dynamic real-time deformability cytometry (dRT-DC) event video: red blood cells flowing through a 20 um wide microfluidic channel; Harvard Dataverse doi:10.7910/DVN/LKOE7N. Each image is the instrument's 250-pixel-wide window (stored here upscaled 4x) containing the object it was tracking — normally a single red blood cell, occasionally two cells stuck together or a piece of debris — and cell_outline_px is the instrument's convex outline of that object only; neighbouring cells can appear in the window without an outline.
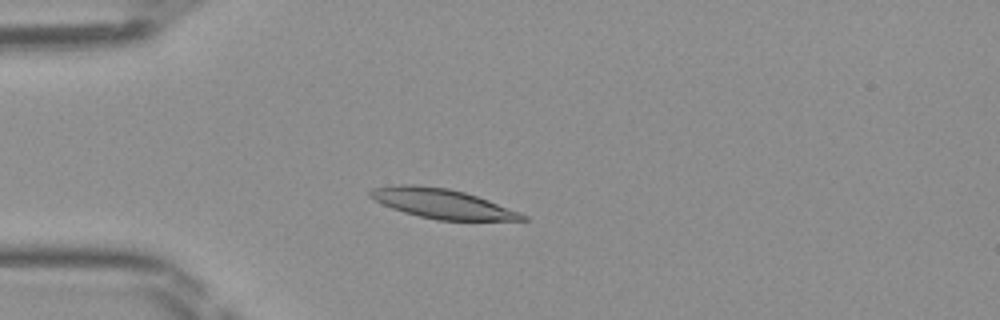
{"species": "Egyptian fruit bat (a non-hibernating species)", "species_latin": "Rousettus aegyptiacus", "temperature_condition": "room temperature", "stored_images_in_passage": 46, "camera_frame_rate_fps": 3000, "um_per_image_px": 0.085, "frame": {"image": 1, "passage_image": 11, "time_ms": 3.333, "image_size_px": [1000, 320], "cell_outline_px": [[528, 220], [436, 220], [404, 212], [392, 208], [368, 196], [368, 192], [372, 188], [400, 184], [416, 184], [448, 188], [464, 192], [488, 200], [520, 212], [528, 216]], "centroid_in_image_um": [37.57, 17.3], "position_along_channel_um": 47.4, "area_um2": 26.07}}
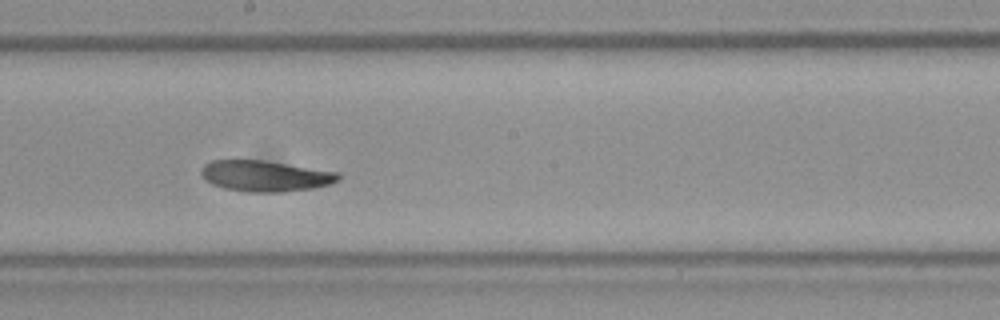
{"frame": {"image": 2, "passage_image": 25, "time_ms": 8.0, "image_size_px": [1000, 320], "cell_outline_px": [[340, 180], [332, 184], [312, 188], [280, 192], [248, 192], [224, 188], [212, 184], [200, 172], [200, 168], [204, 164], [212, 160], [264, 160], [340, 172]], "centroid_in_image_um": [22.58, 14.95], "position_along_channel_um": 225.6, "area_um2": 24.8}}
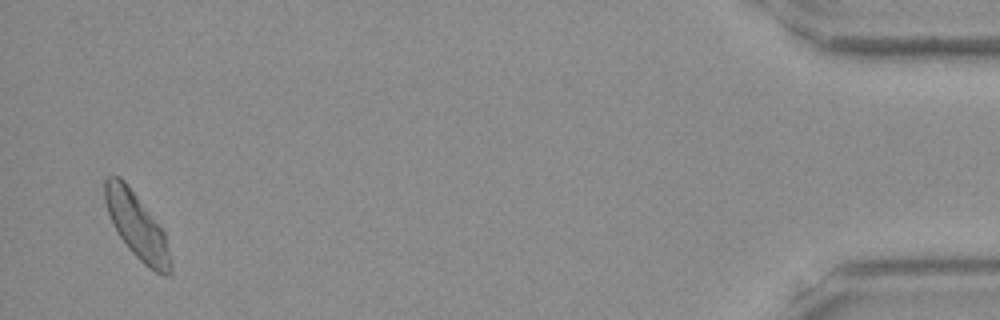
{"frame": {"image": 3, "passage_image": 45, "time_ms": 14.667, "image_size_px": [1000, 320], "cell_outline_px": [[172, 272], [168, 276], [164, 276], [148, 268], [128, 248], [112, 224], [104, 200], [104, 180], [108, 176], [120, 176], [124, 180], [164, 232], [172, 264]], "centroid_in_image_um": [11.62, 19.22], "position_along_channel_um": 423.6, "area_um2": 24.74}}